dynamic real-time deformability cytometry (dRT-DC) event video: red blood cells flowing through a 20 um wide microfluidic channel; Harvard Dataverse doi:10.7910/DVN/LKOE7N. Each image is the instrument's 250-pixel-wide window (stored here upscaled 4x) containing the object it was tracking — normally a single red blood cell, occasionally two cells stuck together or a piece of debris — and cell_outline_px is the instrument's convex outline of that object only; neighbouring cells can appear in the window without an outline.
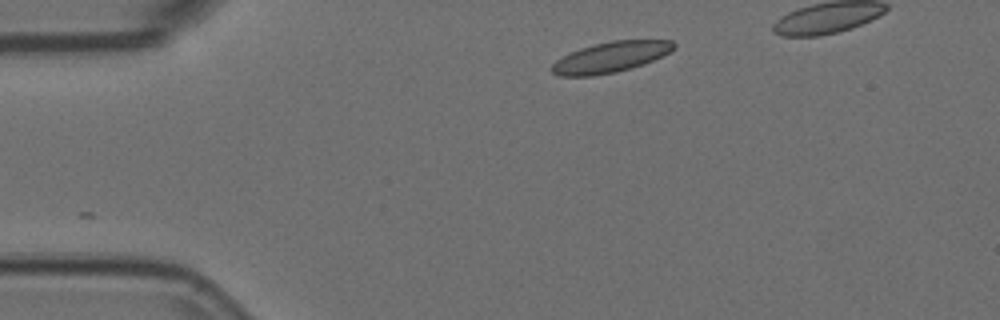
{"species": "Egyptian fruit bat (a non-hibernating species)", "species_latin": "Rousettus aegyptiacus", "temperature_condition": "room temperature", "stored_images_in_passage": 38, "camera_frame_rate_fps": 3000, "um_per_image_px": 0.085, "animal": {"sex": "female"}, "frame": {"image": 1, "passage_image": 1, "time_ms": 0.0, "image_size_px": [1000, 320], "cell_outline_px": [[676, 48], [644, 64], [616, 72], [592, 76], [560, 76], [552, 72], [548, 68], [556, 60], [580, 48], [612, 40], [672, 40], [676, 44]], "centroid_in_image_um": [51.88, 4.86], "position_along_channel_um": 33.1, "area_um2": 21.62}}
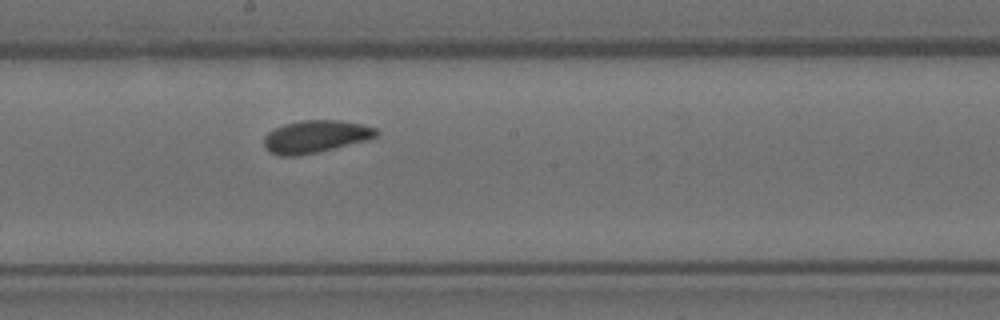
{"frame": {"image": 2, "passage_image": 20, "time_ms": 6.333, "image_size_px": [1000, 320], "cell_outline_px": [[380, 132], [376, 136], [368, 140], [316, 152], [296, 156], [280, 156], [268, 152], [264, 144], [264, 136], [268, 132], [284, 124], [300, 120], [340, 120], [364, 124], [376, 128]], "centroid_in_image_um": [26.83, 11.6], "position_along_channel_um": 221.4, "area_um2": 21.33}}
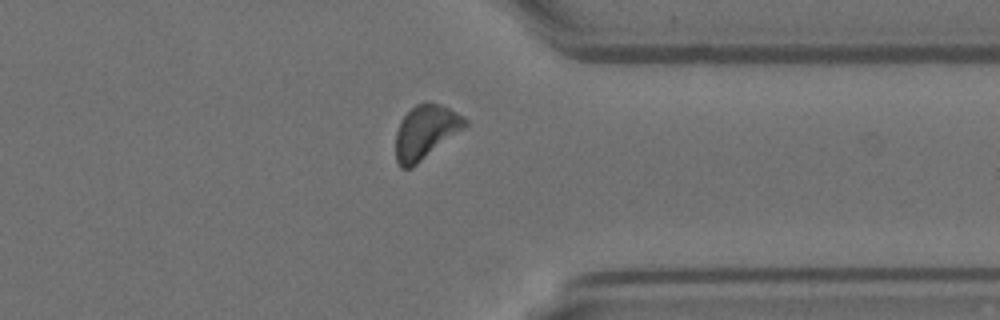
{"frame": {"image": 3, "passage_image": 33, "time_ms": 10.667, "image_size_px": [1000, 320], "cell_outline_px": [[468, 124], [464, 128], [412, 168], [400, 168], [396, 160], [396, 132], [400, 120], [416, 104], [424, 100], [428, 100], [440, 104], [464, 116], [468, 120]], "centroid_in_image_um": [36.17, 11.2], "position_along_channel_um": 375.2, "area_um2": 21.85}}